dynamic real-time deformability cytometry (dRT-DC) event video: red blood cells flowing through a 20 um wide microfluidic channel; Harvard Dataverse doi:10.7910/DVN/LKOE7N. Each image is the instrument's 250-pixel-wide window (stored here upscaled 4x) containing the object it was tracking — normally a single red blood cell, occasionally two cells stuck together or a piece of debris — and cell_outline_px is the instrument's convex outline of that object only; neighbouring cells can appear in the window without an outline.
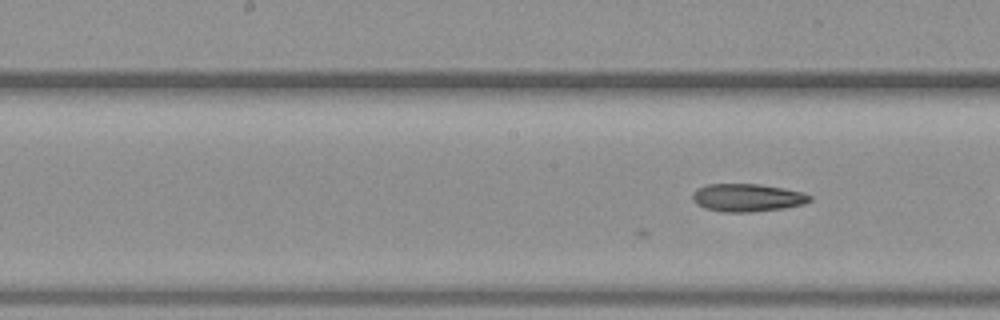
{"species": "common noctule bat (a hibernating species)", "species_latin": "Nyctalus noctula", "temperature_condition": "warm", "stored_images_in_passage": 13, "camera_frame_rate_fps": 3000, "um_per_image_px": 0.085, "animal": {"sex": "female", "body_mass_g": 19.3, "forearm_length_mm": 54.1}, "frame": {"image": 1, "passage_image": 9, "time_ms": 2.667, "image_size_px": [1000, 320], "cell_outline_px": [[812, 200], [804, 204], [784, 208], [752, 212], [724, 212], [704, 208], [696, 204], [692, 200], [692, 196], [696, 188], [708, 184], [760, 184], [804, 192], [812, 196]], "centroid_in_image_um": [63.52, 16.8], "position_along_channel_um": 184.7, "area_um2": 19.19}}